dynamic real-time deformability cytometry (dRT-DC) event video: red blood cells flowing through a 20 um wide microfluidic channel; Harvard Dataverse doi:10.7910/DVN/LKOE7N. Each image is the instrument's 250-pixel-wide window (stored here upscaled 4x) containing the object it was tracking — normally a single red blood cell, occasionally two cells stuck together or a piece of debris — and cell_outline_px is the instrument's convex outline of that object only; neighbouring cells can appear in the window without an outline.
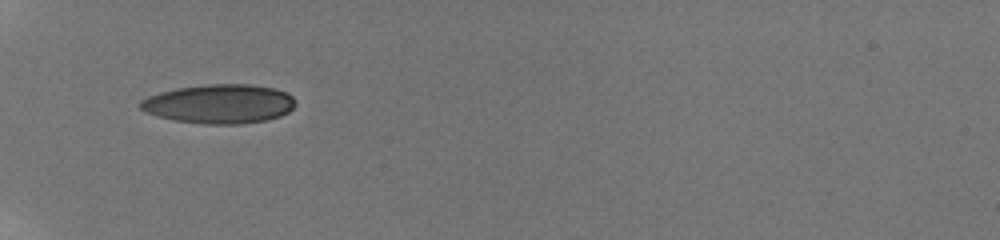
{"species": "human", "species_latin": "Homo sapiens", "temperature_condition": "room temperature", "stored_images_in_passage": 22, "camera_frame_rate_fps": 3000, "um_per_image_px": 0.085, "donor": {"sex": "male"}, "frame": {"image": 1, "passage_image": 1, "time_ms": 0.0, "image_size_px": [1000, 240], "cell_outline_px": [[296, 104], [288, 112], [280, 116], [264, 120], [240, 124], [204, 124], [176, 120], [160, 116], [148, 112], [140, 108], [140, 100], [148, 96], [160, 92], [176, 88], [208, 84], [248, 84], [276, 88], [288, 92], [296, 100]], "centroid_in_image_um": [18.69, 8.81], "position_along_channel_um": 66.3, "area_um2": 35.32}}
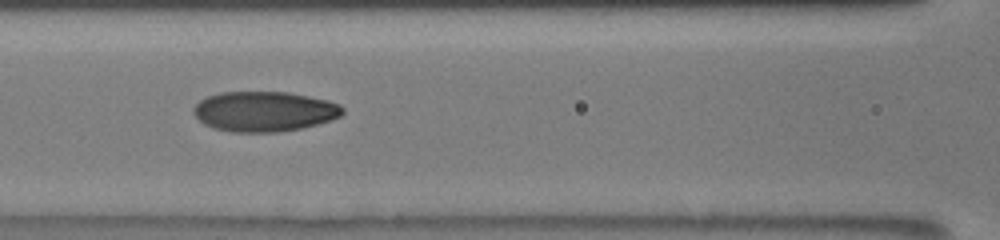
{"frame": {"image": 2, "passage_image": 11, "time_ms": 2.333, "image_size_px": [1000, 240], "cell_outline_px": [[344, 112], [340, 116], [332, 120], [300, 128], [276, 132], [232, 132], [212, 128], [204, 124], [192, 112], [192, 108], [200, 100], [208, 96], [220, 92], [288, 92], [328, 100], [340, 104], [344, 108]], "centroid_in_image_um": [22.45, 9.47], "position_along_channel_um": 144.1, "area_um2": 34.91}}
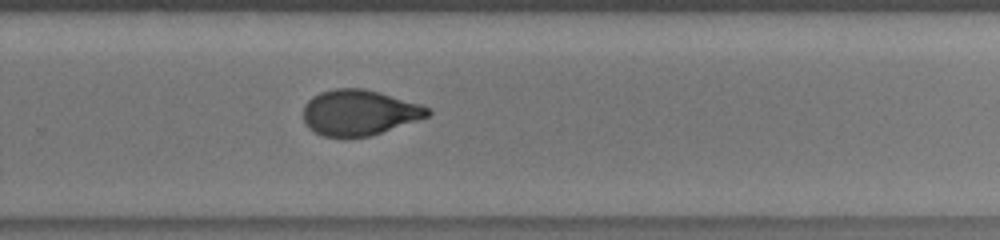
{"frame": {"image": 3, "passage_image": 22, "time_ms": 6.333, "image_size_px": [1000, 240], "cell_outline_px": [[432, 112], [428, 116], [368, 136], [324, 136], [308, 128], [304, 124], [304, 104], [312, 96], [320, 92], [336, 88], [364, 88], [380, 92], [420, 104], [432, 108]], "centroid_in_image_um": [30.51, 9.54], "position_along_channel_um": 299.3, "area_um2": 32.71}}